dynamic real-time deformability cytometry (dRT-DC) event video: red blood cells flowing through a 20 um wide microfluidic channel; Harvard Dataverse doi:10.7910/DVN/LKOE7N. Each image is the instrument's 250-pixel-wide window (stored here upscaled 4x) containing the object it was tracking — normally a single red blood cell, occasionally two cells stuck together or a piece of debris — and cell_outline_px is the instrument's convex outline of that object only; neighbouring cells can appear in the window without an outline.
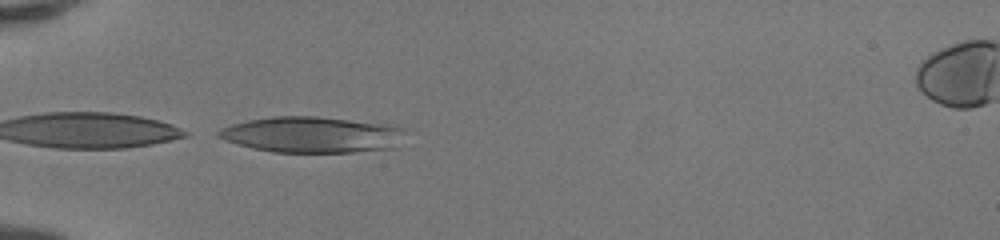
{"species": "human", "species_latin": "Homo sapiens", "temperature_condition": "room temperature", "stored_images_in_passage": 34, "camera_frame_rate_fps": 3000, "um_per_image_px": 0.085, "donor": {"sex": "female"}, "frame": {"image": 1, "passage_image": 1, "time_ms": 0.0, "image_size_px": [1000, 240], "cell_outline_px": [[404, 128], [400, 148], [352, 152], [272, 152], [252, 148], [236, 144], [224, 140], [216, 136], [216, 132], [220, 128], [232, 124], [248, 120], [272, 116], [316, 116], [396, 124]], "centroid_in_image_um": [26.57, 11.44], "position_along_channel_um": 58.4, "area_um2": 39.94}}
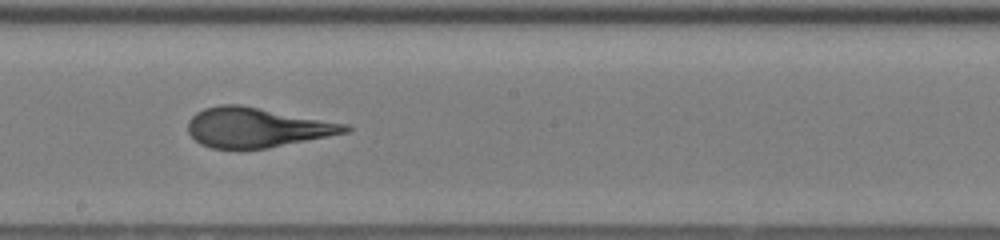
{"frame": {"image": 2, "passage_image": 14, "time_ms": 4.333, "image_size_px": [1000, 240], "cell_outline_px": [[352, 128], [348, 132], [268, 148], [212, 148], [200, 144], [188, 132], [188, 120], [196, 112], [204, 108], [220, 104], [240, 104], [348, 124]], "centroid_in_image_um": [21.81, 10.82], "position_along_channel_um": 226.4, "area_um2": 36.24}}
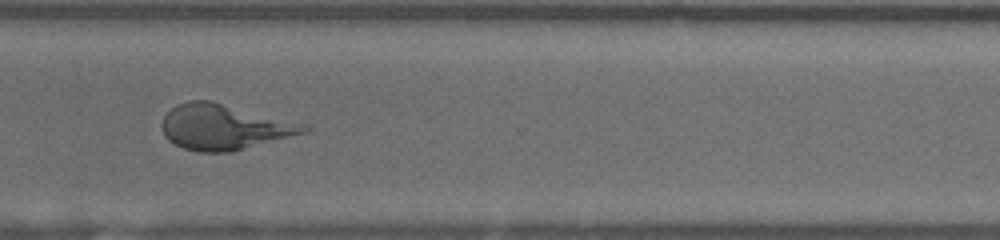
{"frame": {"image": 3, "passage_image": 23, "time_ms": 7.333, "image_size_px": [1000, 240], "cell_outline_px": [[312, 128], [308, 132], [232, 152], [196, 152], [184, 148], [168, 140], [164, 136], [160, 128], [160, 124], [164, 116], [176, 104], [188, 100], [212, 100], [308, 124]], "centroid_in_image_um": [19.07, 10.79], "position_along_channel_um": 351.5, "area_um2": 38.21}, "authors_computed_cell_mechanics": {"area_um2": 36.5296, "velocity_mm_per_s": 4.1742, "shape_relaxation_time_tau1_ms": 9.1754, "shape_relaxation_time_tau2_ms": 0.9403, "deformation_change_tau1": 0.3346, "deformation_change_tau2": 0.0941}}